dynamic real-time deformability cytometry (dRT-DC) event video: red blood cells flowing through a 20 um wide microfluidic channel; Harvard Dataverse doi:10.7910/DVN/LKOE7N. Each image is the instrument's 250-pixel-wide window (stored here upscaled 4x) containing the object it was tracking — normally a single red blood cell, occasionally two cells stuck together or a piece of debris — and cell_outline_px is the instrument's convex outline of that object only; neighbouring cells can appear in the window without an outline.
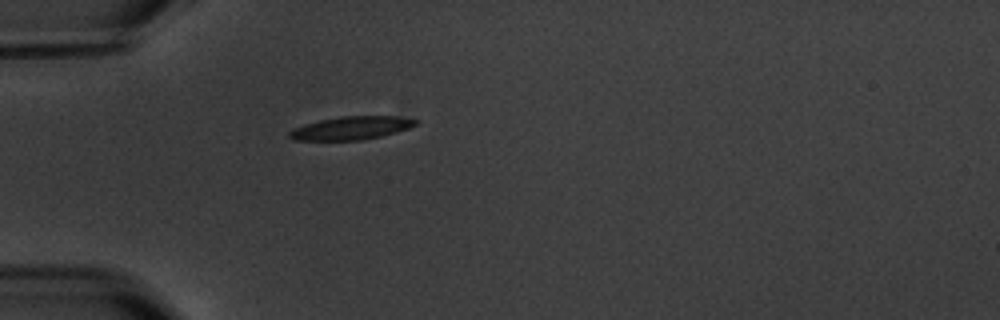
{"species": "common noctule bat (a hibernating species)", "species_latin": "Nyctalus noctula", "temperature_condition": "warm", "stored_images_in_passage": 5, "camera_frame_rate_fps": 3000, "um_per_image_px": 0.085, "animal": {"sex": "male", "body_mass_g": 20.1, "forearm_length_mm": 53.5}, "frame": {"image": 1, "passage_image": 5, "time_ms": 5.667, "image_size_px": [1000, 320], "cell_outline_px": [[420, 124], [396, 132], [380, 136], [360, 140], [292, 140], [288, 136], [288, 132], [292, 128], [304, 124], [320, 120], [340, 116], [396, 116], [420, 120]], "centroid_in_image_um": [29.85, 10.88], "position_along_channel_um": 55.2, "area_um2": 17.17}}